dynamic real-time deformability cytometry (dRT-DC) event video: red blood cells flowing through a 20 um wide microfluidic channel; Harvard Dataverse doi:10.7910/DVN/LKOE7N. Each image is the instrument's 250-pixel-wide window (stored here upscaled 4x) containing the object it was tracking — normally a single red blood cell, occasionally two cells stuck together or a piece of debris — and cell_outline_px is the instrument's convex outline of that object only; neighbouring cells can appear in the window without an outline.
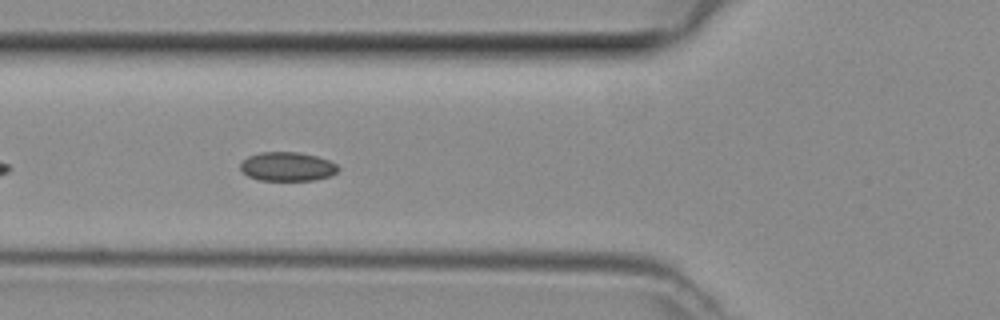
{"species": "common noctule bat (a hibernating species)", "species_latin": "Nyctalus noctula", "temperature_condition": "room temperature", "stored_images_in_passage": 31, "camera_frame_rate_fps": 3000, "um_per_image_px": 0.085, "animal": {"sex": "female", "body_mass_g": 29.2, "forearm_length_mm": 56.3}, "frame": {"image": 1, "passage_image": 6, "time_ms": 1.667, "image_size_px": [1000, 320], "cell_outline_px": [[340, 168], [332, 176], [312, 180], [260, 180], [248, 176], [240, 168], [240, 164], [248, 156], [260, 152], [300, 152], [316, 156], [328, 160], [336, 164]], "centroid_in_image_um": [24.44, 14.15], "position_along_channel_um": 101.4, "area_um2": 16.47}}
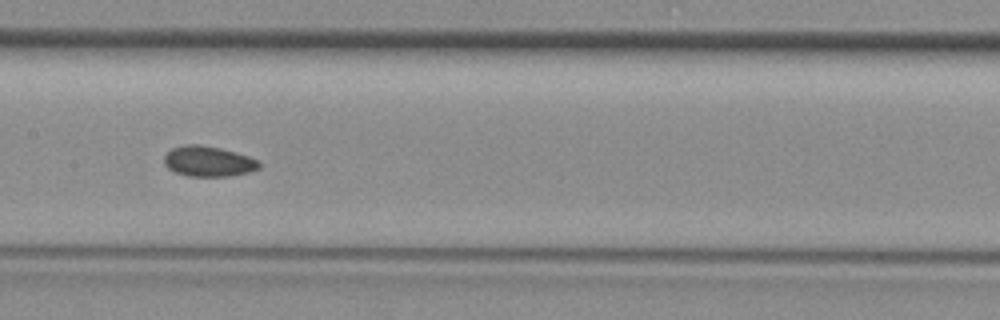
{"frame": {"image": 2, "passage_image": 12, "time_ms": 3.667, "image_size_px": [1000, 320], "cell_outline_px": [[260, 168], [248, 172], [228, 176], [188, 176], [176, 172], [168, 168], [164, 164], [164, 156], [172, 148], [184, 144], [200, 144], [220, 148], [236, 152], [248, 156], [256, 160], [260, 164]], "centroid_in_image_um": [17.69, 13.7], "position_along_channel_um": 189.7, "area_um2": 16.76}}
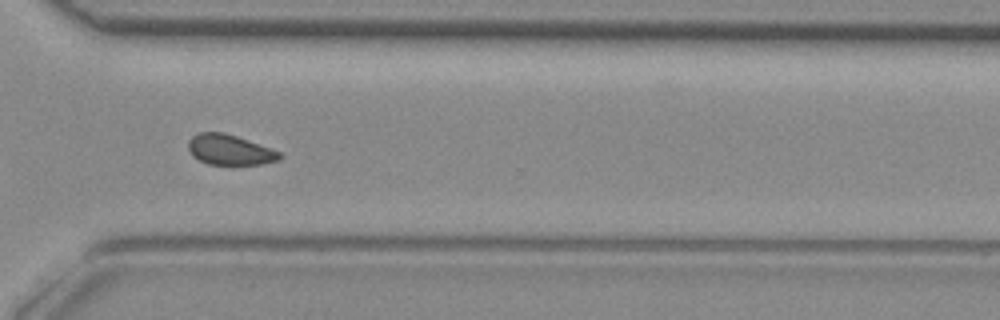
{"frame": {"image": 3, "passage_image": 23, "time_ms": 7.333, "image_size_px": [1000, 320], "cell_outline_px": [[284, 156], [280, 160], [260, 164], [208, 164], [192, 156], [188, 148], [188, 140], [192, 136], [200, 132], [224, 132], [248, 140], [280, 152]], "centroid_in_image_um": [19.52, 12.73], "position_along_channel_um": 351.1, "area_um2": 16.07}}